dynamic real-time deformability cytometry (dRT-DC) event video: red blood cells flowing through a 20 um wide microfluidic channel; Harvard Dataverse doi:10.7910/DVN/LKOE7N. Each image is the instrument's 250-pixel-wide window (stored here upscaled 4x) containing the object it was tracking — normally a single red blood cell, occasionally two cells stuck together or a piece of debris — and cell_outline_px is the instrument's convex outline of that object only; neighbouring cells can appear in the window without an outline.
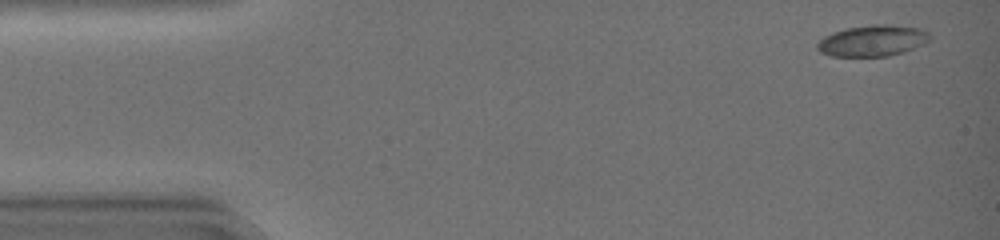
{"species": "common noctule bat (a hibernating species)", "species_latin": "Nyctalus noctula", "temperature_condition": "warm", "stored_images_in_passage": 43, "camera_frame_rate_fps": 3000, "um_per_image_px": 0.085, "animal": {"sex": "female", "body_mass_g": 19.0, "forearm_length_mm": 51.5}, "frame": {"image": 1, "passage_image": 2, "time_ms": 0.333, "image_size_px": [1000, 240], "cell_outline_px": [[932, 40], [924, 44], [904, 52], [888, 56], [832, 56], [820, 52], [816, 48], [816, 44], [824, 36], [832, 32], [844, 28], [872, 24], [892, 24], [920, 28], [928, 32], [932, 36]], "centroid_in_image_um": [74.19, 3.44], "position_along_channel_um": 10.8, "area_um2": 20.81}}
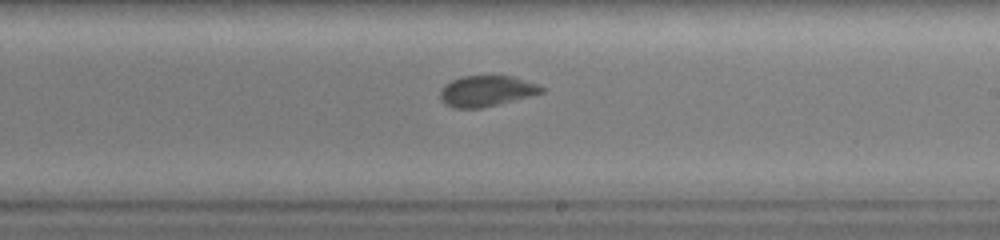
{"frame": {"image": 2, "passage_image": 26, "time_ms": 8.333, "image_size_px": [1000, 240], "cell_outline_px": [[544, 92], [480, 108], [456, 108], [444, 104], [440, 100], [440, 92], [444, 84], [460, 76], [512, 76], [540, 84], [544, 88]], "centroid_in_image_um": [41.32, 7.72], "position_along_channel_um": 247.7, "area_um2": 18.09}}
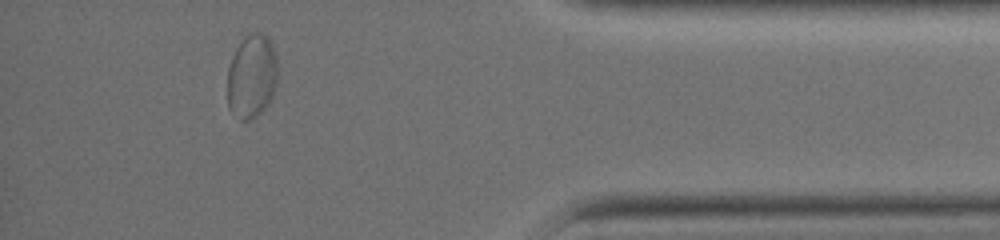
{"frame": {"image": 3, "passage_image": 39, "time_ms": 12.667, "image_size_px": [1000, 240], "cell_outline_px": [[276, 88], [268, 104], [252, 120], [240, 120], [228, 108], [228, 68], [232, 56], [236, 48], [248, 32], [260, 32], [268, 36], [272, 44], [276, 56]], "centroid_in_image_um": [21.4, 6.47], "position_along_channel_um": 413.8, "area_um2": 24.68}, "authors_computed_cell_mechanics": {"area_um2": 18.8428, "velocity_mm_per_s": 4.4112, "shape_relaxation_time_tau1_ms": 5.8876, "shape_relaxation_time_tau2_ms": 1.0479, "deformation_change_tau1": 0.1832, "deformation_change_tau2": 0.0456}}